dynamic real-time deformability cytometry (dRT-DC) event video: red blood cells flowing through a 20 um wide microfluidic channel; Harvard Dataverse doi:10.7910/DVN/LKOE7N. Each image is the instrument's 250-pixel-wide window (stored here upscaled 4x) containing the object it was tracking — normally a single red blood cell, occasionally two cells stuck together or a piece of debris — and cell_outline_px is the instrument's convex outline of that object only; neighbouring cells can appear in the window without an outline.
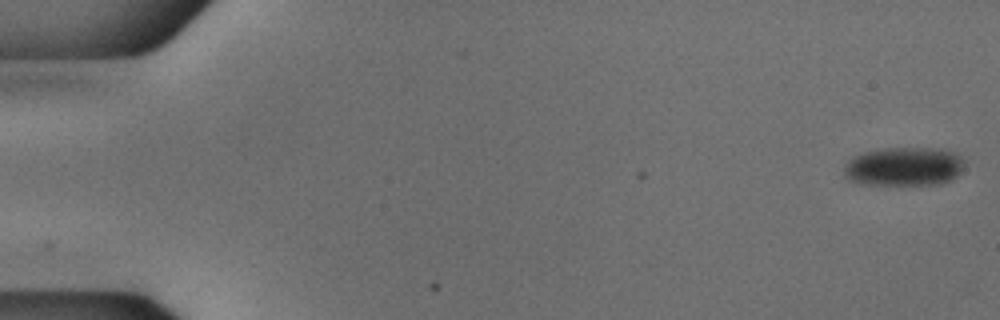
{"species": "common noctule bat (a hibernating species)", "species_latin": "Nyctalus noctula", "temperature_condition": "cold", "stored_images_in_passage": 54, "camera_frame_rate_fps": 3000, "um_per_image_px": 0.085, "animal": {"sex": "male", "body_mass_g": 18.8}, "frame": {"image": 1, "passage_image": 1, "time_ms": 0.0, "image_size_px": [1000, 320], "cell_outline_px": [[964, 168], [952, 180], [944, 184], [860, 184], [848, 180], [844, 176], [844, 168], [848, 160], [864, 152], [884, 148], [944, 148], [956, 152], [964, 160]], "centroid_in_image_um": [76.88, 14.15], "position_along_channel_um": 8.1, "area_um2": 27.57}}
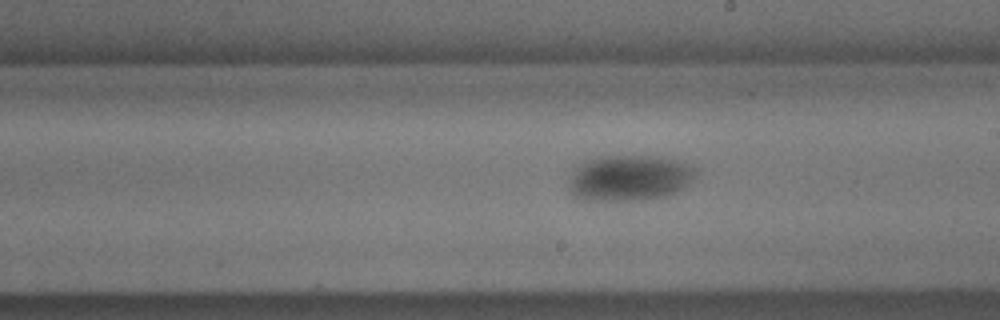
{"frame": {"image": 2, "passage_image": 31, "time_ms": 10.0, "image_size_px": [1000, 320], "cell_outline_px": [[696, 176], [688, 184], [676, 192], [664, 196], [644, 200], [584, 200], [572, 196], [568, 188], [568, 176], [572, 164], [596, 156], [648, 156], [676, 160], [692, 164], [696, 168]], "centroid_in_image_um": [53.39, 15.11], "position_along_channel_um": 235.6, "area_um2": 34.8}}
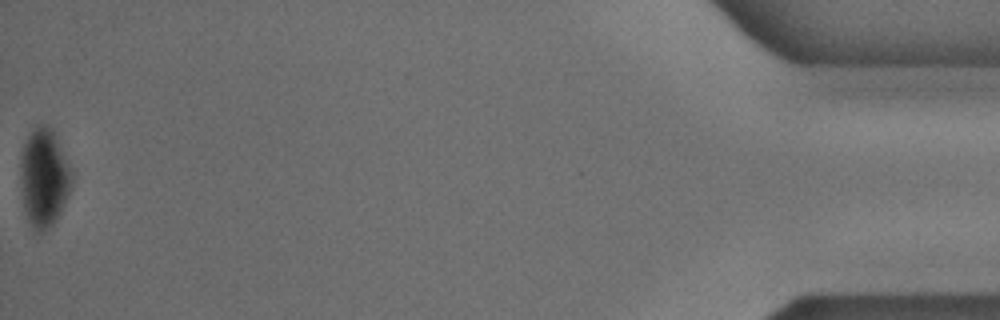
{"frame": {"image": 3, "passage_image": 54, "time_ms": 17.667, "image_size_px": [1000, 320], "cell_outline_px": [[72, 184], [68, 196], [56, 220], [44, 232], [36, 232], [28, 220], [24, 208], [20, 176], [20, 164], [24, 144], [28, 136], [40, 124], [48, 124], [52, 128], [72, 168]], "centroid_in_image_um": [3.76, 15.1], "position_along_channel_um": 431.4, "area_um2": 29.36}}